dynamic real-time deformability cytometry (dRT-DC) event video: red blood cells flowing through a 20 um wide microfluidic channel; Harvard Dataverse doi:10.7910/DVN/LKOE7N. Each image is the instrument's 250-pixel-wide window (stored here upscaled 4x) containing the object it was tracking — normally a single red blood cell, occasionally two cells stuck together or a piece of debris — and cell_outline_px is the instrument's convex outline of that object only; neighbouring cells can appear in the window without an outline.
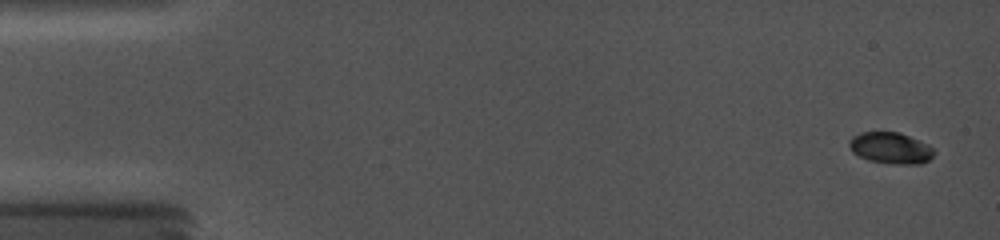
{"species": "common noctule bat (a hibernating species)", "species_latin": "Nyctalus noctula", "temperature_condition": "cold", "stored_images_in_passage": 28, "camera_frame_rate_fps": 5000, "um_per_image_px": 0.085, "animal": {"sex": "female", "body_mass_g": 19.0, "forearm_length_mm": 56.7}, "frame": {"image": 1, "passage_image": 1, "time_ms": 0.0, "image_size_px": [1000, 240], "cell_outline_px": [[936, 152], [928, 160], [920, 164], [896, 164], [868, 160], [852, 152], [848, 144], [848, 140], [852, 136], [860, 132], [900, 132], [928, 144]], "centroid_in_image_um": [75.69, 12.57], "position_along_channel_um": 9.3, "area_um2": 15.55}}
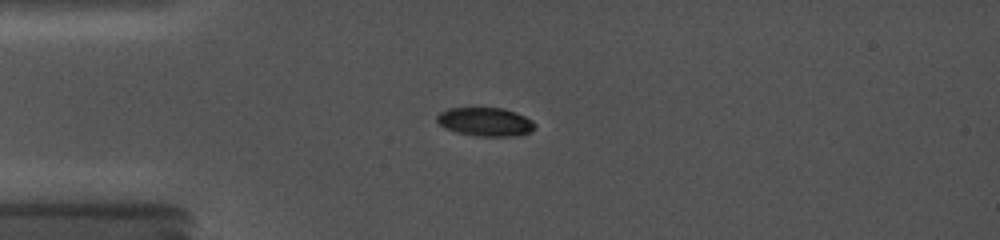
{"frame": {"image": 2, "passage_image": 23, "time_ms": 4.0, "image_size_px": [1000, 240], "cell_outline_px": [[536, 128], [532, 132], [520, 136], [476, 136], [456, 132], [444, 128], [436, 120], [432, 108], [464, 104], [484, 104], [504, 108], [516, 112], [532, 120], [536, 124]], "centroid_in_image_um": [41.09, 10.24], "position_along_channel_um": 43.9, "area_um2": 18.38}}